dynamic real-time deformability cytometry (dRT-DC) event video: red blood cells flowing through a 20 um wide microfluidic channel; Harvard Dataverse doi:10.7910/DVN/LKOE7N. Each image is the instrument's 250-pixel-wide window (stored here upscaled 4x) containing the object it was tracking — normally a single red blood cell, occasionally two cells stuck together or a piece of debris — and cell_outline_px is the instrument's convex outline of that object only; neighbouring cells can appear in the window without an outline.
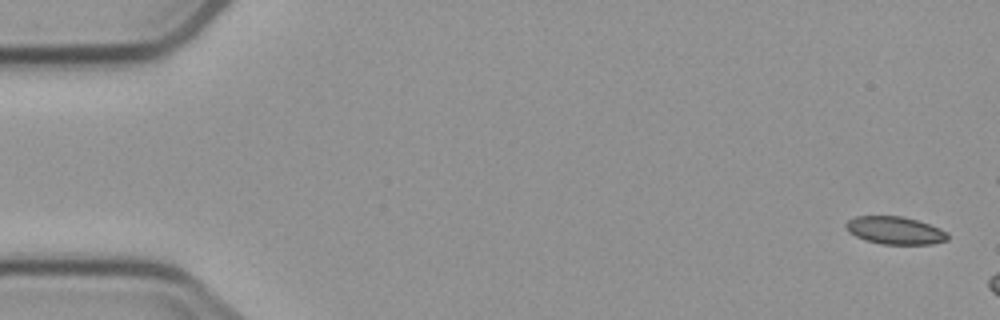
{"species": "common noctule bat (a hibernating species)", "species_latin": "Nyctalus noctula", "temperature_condition": "cold", "stored_images_in_passage": 4, "camera_frame_rate_fps": 3000, "um_per_image_px": 0.085, "animal": {"sex": "male", "body_mass_g": 23.1, "forearm_length_mm": 52.7}, "frame": {"image": 1, "passage_image": 1, "time_ms": 0.0, "image_size_px": [1000, 320], "cell_outline_px": [[948, 240], [932, 244], [880, 244], [856, 236], [848, 232], [844, 224], [848, 220], [856, 216], [904, 216], [940, 228], [948, 232]], "centroid_in_image_um": [76.08, 19.58], "position_along_channel_um": 8.9, "area_um2": 16.42}}